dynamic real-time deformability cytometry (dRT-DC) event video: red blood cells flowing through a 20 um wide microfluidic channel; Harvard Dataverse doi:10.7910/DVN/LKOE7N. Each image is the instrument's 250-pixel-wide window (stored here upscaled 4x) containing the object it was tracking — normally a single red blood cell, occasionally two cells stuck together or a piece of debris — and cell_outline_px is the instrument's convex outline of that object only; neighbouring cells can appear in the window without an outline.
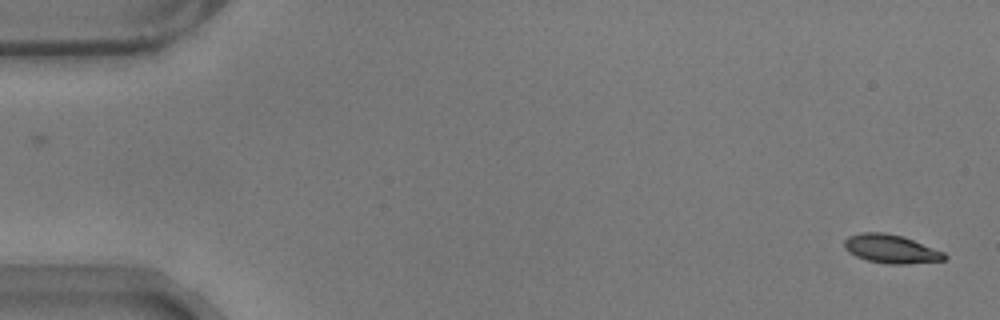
{"species": "common noctule bat (a hibernating species)", "species_latin": "Nyctalus noctula", "temperature_condition": "warm", "stored_images_in_passage": 17, "camera_frame_rate_fps": 3000, "um_per_image_px": 0.085, "animal": {"sex": "male", "body_mass_g": 17.9}, "frame": {"image": 1, "passage_image": 1, "time_ms": 0.0, "image_size_px": [1000, 320], "cell_outline_px": [[948, 256], [944, 260], [904, 264], [888, 264], [868, 260], [856, 256], [848, 252], [844, 248], [844, 240], [848, 236], [860, 232], [884, 232], [904, 236], [944, 252]], "centroid_in_image_um": [75.72, 21.14], "position_along_channel_um": 9.3, "area_um2": 16.76}}
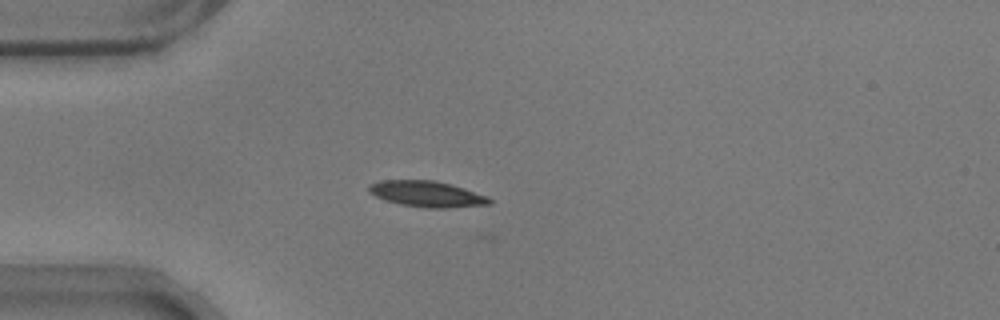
{"frame": {"image": 2, "passage_image": 15, "time_ms": 4.667, "image_size_px": [1000, 320], "cell_outline_px": [[492, 204], [444, 208], [424, 208], [400, 204], [384, 200], [368, 192], [368, 184], [380, 180], [436, 180], [452, 184], [488, 196], [492, 200]], "centroid_in_image_um": [36.28, 16.48], "position_along_channel_um": 48.7, "area_um2": 18.44}}